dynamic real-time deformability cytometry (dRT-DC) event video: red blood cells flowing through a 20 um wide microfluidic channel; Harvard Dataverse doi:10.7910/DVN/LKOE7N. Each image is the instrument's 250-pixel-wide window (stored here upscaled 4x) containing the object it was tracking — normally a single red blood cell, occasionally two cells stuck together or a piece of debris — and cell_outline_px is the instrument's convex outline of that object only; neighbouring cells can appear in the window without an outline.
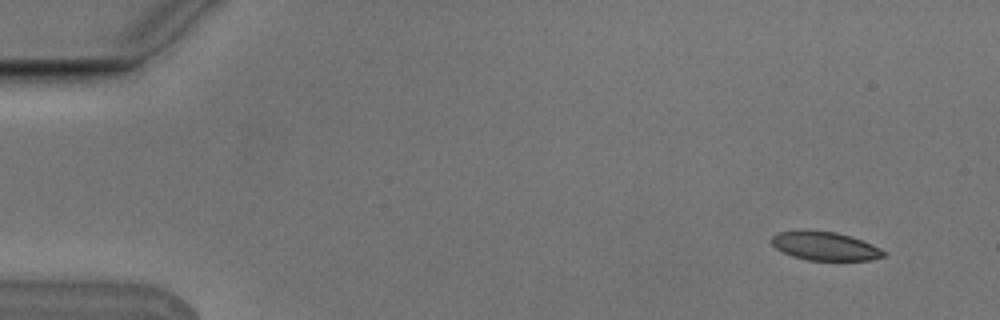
{"species": "Egyptian fruit bat (a non-hibernating species)", "species_latin": "Rousettus aegyptiacus", "temperature_condition": "cold", "stored_images_in_passage": 6, "camera_frame_rate_fps": 3000, "um_per_image_px": 0.085, "animal": {"sex": "male"}, "frame": {"image": 1, "passage_image": 2, "time_ms": 0.333, "image_size_px": [1000, 320], "cell_outline_px": [[888, 252], [884, 256], [872, 260], [808, 260], [792, 256], [776, 248], [772, 244], [772, 236], [780, 232], [800, 228], [836, 232], [852, 236], [872, 244]], "centroid_in_image_um": [70.13, 20.89], "position_along_channel_um": 14.9, "area_um2": 19.02}}
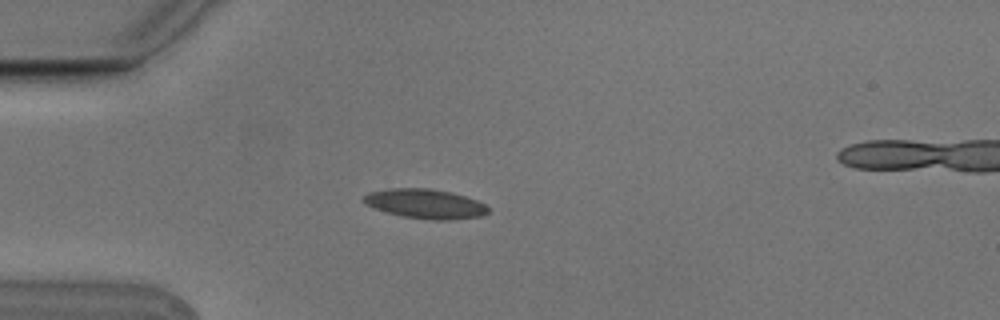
{"frame": {"image": 2, "passage_image": 5, "time_ms": 1.333, "image_size_px": [1000, 320], "cell_outline_px": [[488, 212], [480, 216], [448, 220], [432, 220], [404, 216], [388, 212], [364, 204], [364, 196], [368, 192], [388, 188], [428, 188], [452, 192], [476, 200], [484, 204], [488, 208]], "centroid_in_image_um": [36.14, 17.31], "position_along_channel_um": 48.9, "area_um2": 21.15}}